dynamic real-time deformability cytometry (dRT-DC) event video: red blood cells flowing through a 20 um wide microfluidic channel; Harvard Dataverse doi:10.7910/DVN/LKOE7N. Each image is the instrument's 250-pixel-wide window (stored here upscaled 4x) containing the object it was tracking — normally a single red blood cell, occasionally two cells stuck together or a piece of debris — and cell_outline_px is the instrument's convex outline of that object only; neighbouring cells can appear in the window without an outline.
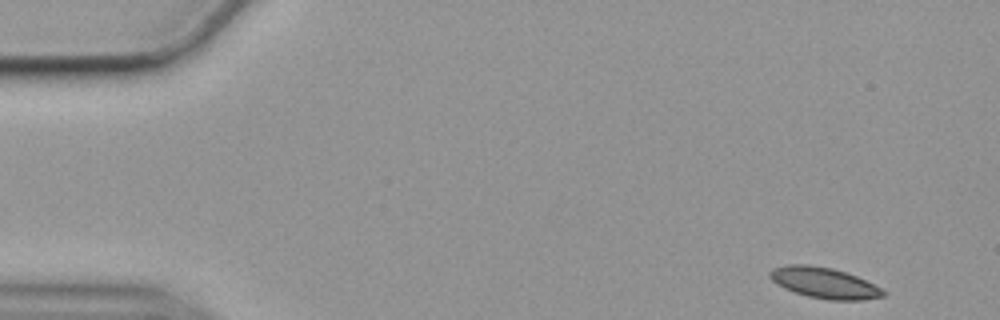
{"species": "common noctule bat (a hibernating species)", "species_latin": "Nyctalus noctula", "temperature_condition": "cold", "stored_images_in_passage": 13, "camera_frame_rate_fps": 3000, "um_per_image_px": 0.085, "animal": {"sex": "female", "body_mass_g": 19.9}, "frame": {"image": 1, "passage_image": 1, "time_ms": 0.0, "image_size_px": [1000, 320], "cell_outline_px": [[884, 296], [864, 300], [828, 300], [808, 296], [784, 288], [776, 284], [768, 276], [768, 272], [772, 268], [788, 264], [808, 264], [832, 268], [856, 276], [880, 288], [884, 292]], "centroid_in_image_um": [70.0, 24.03], "position_along_channel_um": 15.0, "area_um2": 20.23}}
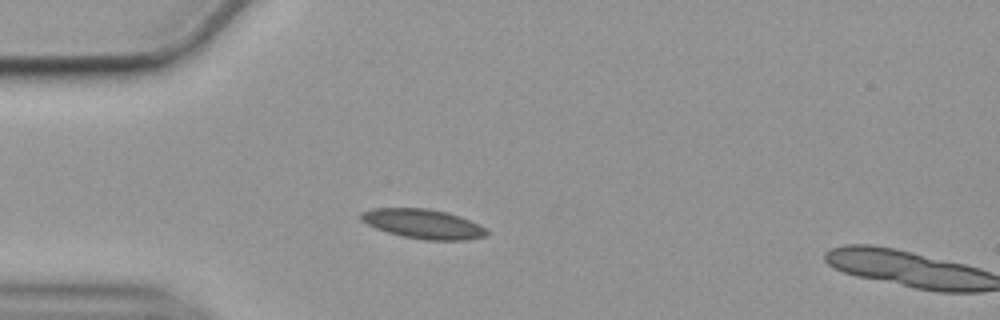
{"frame": {"image": 2, "passage_image": 12, "time_ms": 3.667, "image_size_px": [1000, 320], "cell_outline_px": [[488, 236], [468, 240], [424, 240], [404, 236], [388, 232], [376, 228], [360, 220], [360, 212], [372, 208], [428, 208], [448, 212], [460, 216], [480, 224], [488, 228]], "centroid_in_image_um": [36.02, 19.03], "position_along_channel_um": 49.0, "area_um2": 21.85}}